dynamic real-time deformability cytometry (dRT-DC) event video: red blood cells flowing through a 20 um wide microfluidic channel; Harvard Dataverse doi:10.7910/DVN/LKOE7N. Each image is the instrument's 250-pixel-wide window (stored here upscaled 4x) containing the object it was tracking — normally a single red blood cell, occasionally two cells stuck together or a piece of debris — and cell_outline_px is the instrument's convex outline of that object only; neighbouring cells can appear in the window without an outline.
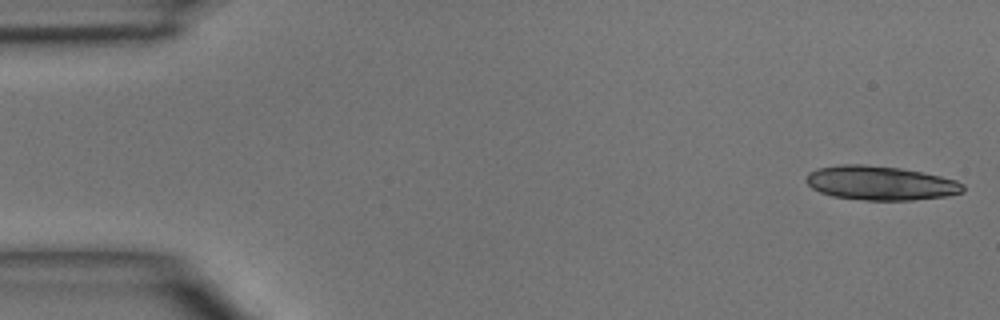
{"species": "common noctule bat (a hibernating species)", "species_latin": "Nyctalus noctula", "temperature_condition": "room temperature", "stored_images_in_passage": 6, "camera_frame_rate_fps": 3000, "um_per_image_px": 0.085, "animal": {"sex": "male", "body_mass_g": 15.6}, "frame": {"image": 1, "passage_image": 1, "time_ms": 0.0, "image_size_px": [1000, 320], "cell_outline_px": [[964, 192], [948, 196], [912, 200], [868, 200], [832, 196], [820, 192], [812, 188], [804, 180], [808, 172], [816, 168], [840, 164], [864, 164], [900, 168], [924, 172], [956, 180], [964, 184]], "centroid_in_image_um": [74.83, 15.55], "position_along_channel_um": 10.2, "area_um2": 31.44}}
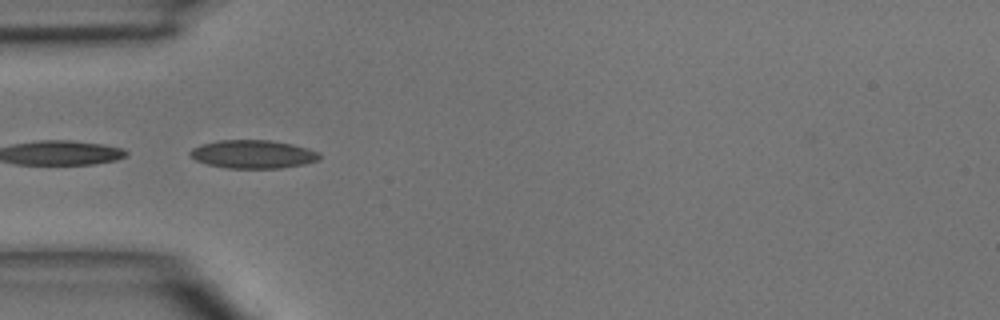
{"frame": {"image": 2, "passage_image": 5, "time_ms": 4.333, "image_size_px": [1000, 320], "cell_outline_px": [[320, 160], [304, 164], [280, 168], [228, 168], [208, 164], [196, 160], [188, 152], [192, 148], [200, 144], [220, 140], [272, 140], [292, 144], [308, 148], [320, 152]], "centroid_in_image_um": [21.53, 13.1], "position_along_channel_um": 63.5, "area_um2": 21.39}}
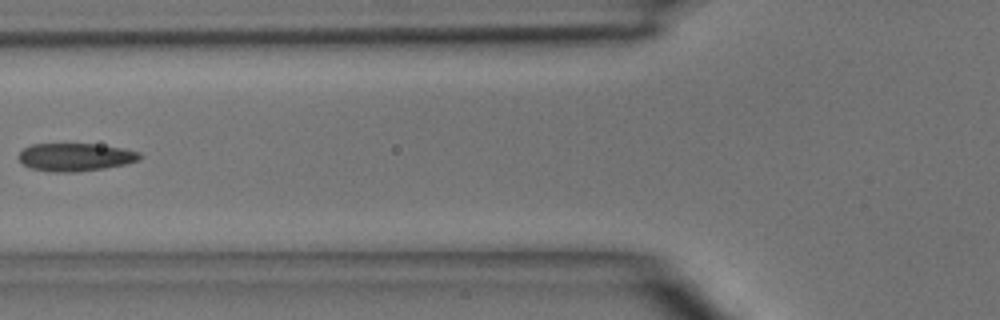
{"frame": {"image": 3, "passage_image": 6, "time_ms": 5.667, "image_size_px": [1000, 320], "cell_outline_px": [[144, 156], [140, 160], [124, 164], [104, 168], [76, 172], [48, 172], [32, 168], [24, 164], [16, 156], [24, 148], [32, 144], [96, 144], [124, 148], [140, 152]], "centroid_in_image_um": [6.43, 13.35], "position_along_channel_um": 119.4, "area_um2": 19.83}}